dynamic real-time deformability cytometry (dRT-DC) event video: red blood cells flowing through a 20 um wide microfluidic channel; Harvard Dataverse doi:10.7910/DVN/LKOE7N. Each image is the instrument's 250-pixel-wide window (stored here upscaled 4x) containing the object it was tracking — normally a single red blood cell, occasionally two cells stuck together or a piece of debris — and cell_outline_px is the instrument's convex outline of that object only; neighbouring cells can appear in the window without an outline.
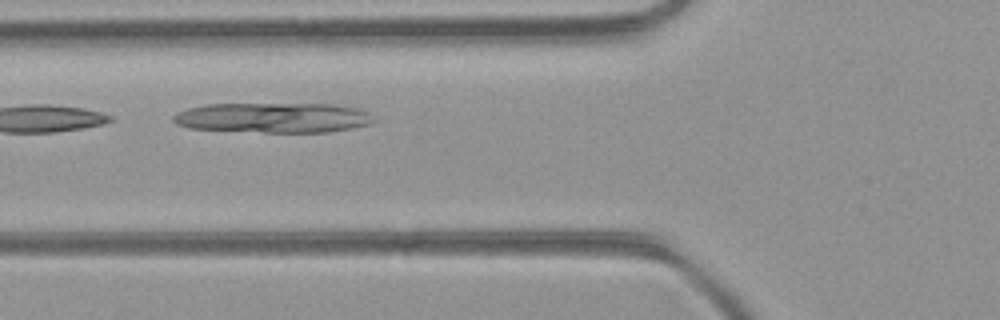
{"species": "common noctule bat (a hibernating species)", "species_latin": "Nyctalus noctula", "temperature_condition": "room temperature", "stored_images_in_passage": 3, "camera_frame_rate_fps": 3000, "um_per_image_px": 0.085, "animal": {"sex": "female", "body_mass_g": 21.9}, "frame": {"image": 1, "passage_image": 3, "time_ms": 0.667, "image_size_px": [1000, 320], "cell_outline_px": [[376, 120], [368, 124], [328, 132], [264, 132], [188, 128], [176, 124], [172, 120], [172, 116], [188, 108], [208, 104], [332, 104], [356, 108], [368, 112]], "centroid_in_image_um": [23.2, 10.0], "position_along_channel_um": 102.6, "area_um2": 34.85}}